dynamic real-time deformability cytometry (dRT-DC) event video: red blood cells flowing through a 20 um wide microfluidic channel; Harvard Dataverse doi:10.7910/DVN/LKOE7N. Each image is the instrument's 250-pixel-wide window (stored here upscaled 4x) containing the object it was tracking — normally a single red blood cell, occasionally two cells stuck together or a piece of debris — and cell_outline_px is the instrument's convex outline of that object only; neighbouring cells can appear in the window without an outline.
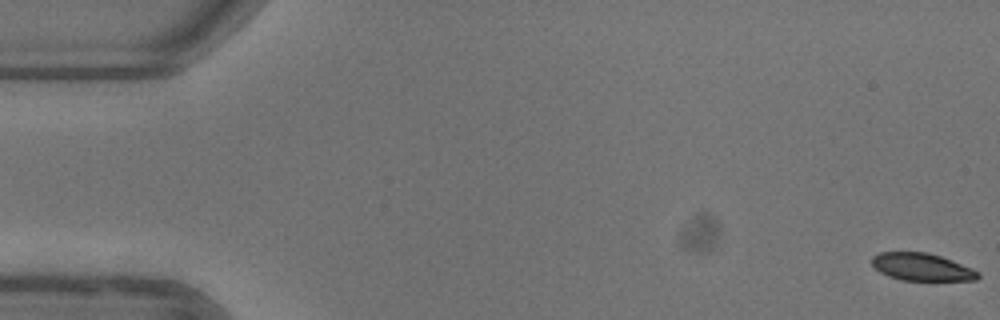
{"species": "common noctule bat (a hibernating species)", "species_latin": "Nyctalus noctula", "temperature_condition": "warm", "stored_images_in_passage": 16, "camera_frame_rate_fps": 3000, "um_per_image_px": 0.085, "animal": {"sex": "female"}, "frame": {"image": 1, "passage_image": 1, "time_ms": 0.0, "image_size_px": [1000, 320], "cell_outline_px": [[980, 276], [976, 280], [900, 280], [888, 276], [880, 272], [872, 264], [872, 256], [880, 252], [928, 252], [940, 256], [972, 268], [980, 272]], "centroid_in_image_um": [78.35, 22.69], "position_along_channel_um": 6.7, "area_um2": 16.94}}
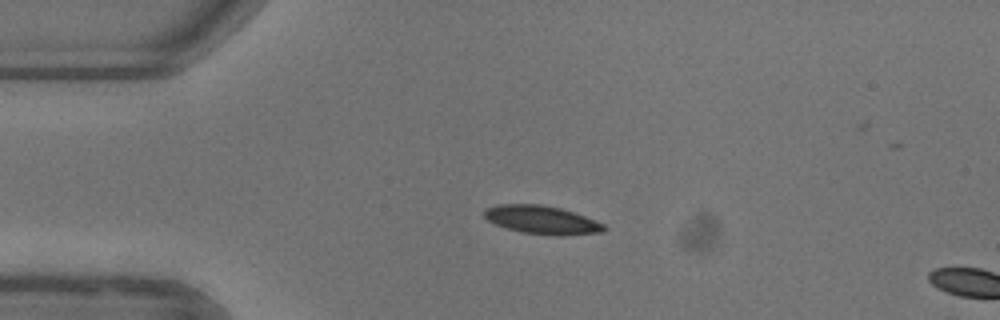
{"frame": {"image": 2, "passage_image": 13, "time_ms": 4.0, "image_size_px": [1000, 320], "cell_outline_px": [[608, 228], [604, 232], [560, 236], [556, 236], [520, 232], [496, 224], [488, 220], [484, 216], [484, 208], [500, 204], [540, 204], [560, 208], [584, 216], [604, 224]], "centroid_in_image_um": [46.07, 18.7], "position_along_channel_um": 38.9, "area_um2": 19.77}}